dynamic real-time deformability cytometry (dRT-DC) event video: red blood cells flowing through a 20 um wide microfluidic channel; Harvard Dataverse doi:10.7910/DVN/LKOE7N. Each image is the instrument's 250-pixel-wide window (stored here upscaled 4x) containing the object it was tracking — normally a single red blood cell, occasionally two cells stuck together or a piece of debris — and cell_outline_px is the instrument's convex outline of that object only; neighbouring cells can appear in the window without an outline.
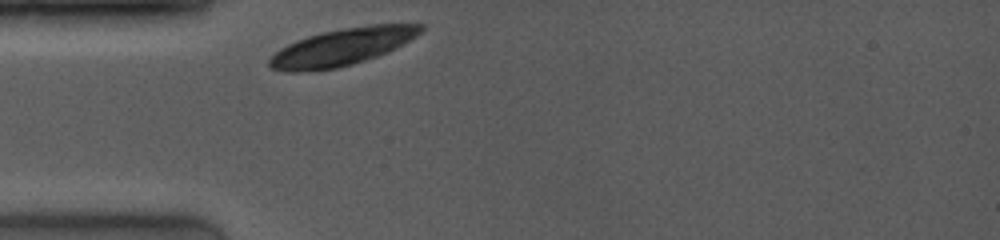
{"species": "common noctule bat (a hibernating species)", "species_latin": "Nyctalus noctula", "temperature_condition": "room temperature", "stored_images_in_passage": 1, "camera_frame_rate_fps": 4000, "um_per_image_px": 0.085, "animal": {"sex": "female", "body_mass_g": 19.0, "forearm_length_mm": 53.3}, "frame": {"image": 1, "passage_image": 1, "time_ms": 0.0, "image_size_px": [1000, 240], "cell_outline_px": [[424, 28], [416, 36], [396, 48], [388, 52], [352, 64], [336, 68], [300, 72], [284, 72], [272, 68], [268, 64], [268, 60], [280, 48], [296, 40], [308, 36], [324, 32], [344, 28], [372, 24], [424, 24]], "centroid_in_image_um": [29.07, 3.99], "position_along_channel_um": 55.9, "area_um2": 32.43}}